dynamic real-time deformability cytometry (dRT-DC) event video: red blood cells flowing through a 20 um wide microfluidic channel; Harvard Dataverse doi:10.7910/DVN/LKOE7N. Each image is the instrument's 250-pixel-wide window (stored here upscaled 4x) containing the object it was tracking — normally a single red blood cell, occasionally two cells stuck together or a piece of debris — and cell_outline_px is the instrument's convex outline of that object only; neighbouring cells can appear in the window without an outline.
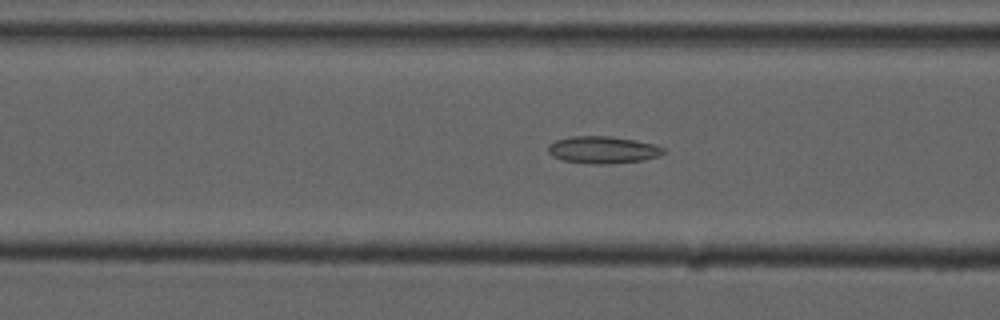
{"species": "common noctule bat (a hibernating species)", "species_latin": "Nyctalus noctula", "temperature_condition": "cold", "stored_images_in_passage": 37, "camera_frame_rate_fps": 3000, "um_per_image_px": 0.085, "animal": {"sex": "male", "forearm_length_mm": 52.5}, "frame": {"image": 1, "passage_image": 4, "time_ms": 1.0, "image_size_px": [1000, 320], "cell_outline_px": [[668, 152], [660, 156], [640, 160], [608, 164], [596, 164], [564, 160], [552, 156], [548, 152], [548, 144], [556, 140], [572, 136], [608, 136], [636, 140], [656, 144], [664, 148]], "centroid_in_image_um": [51.28, 12.73], "position_along_channel_um": 115.3, "area_um2": 18.26}}
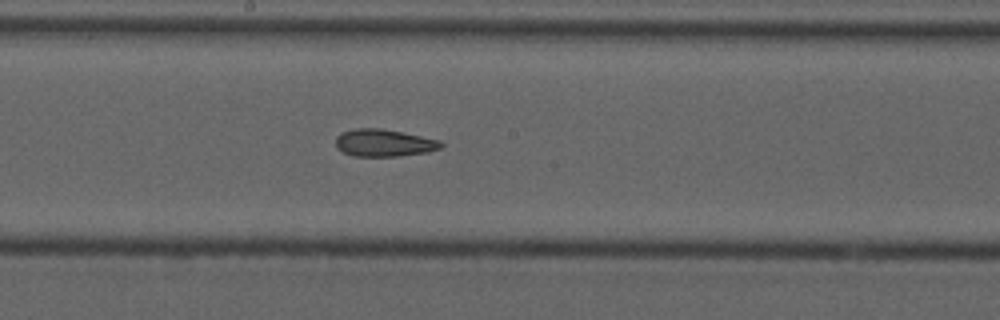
{"frame": {"image": 2, "passage_image": 12, "time_ms": 3.667, "image_size_px": [1000, 320], "cell_outline_px": [[444, 144], [440, 148], [428, 152], [396, 156], [352, 156], [344, 152], [336, 144], [336, 136], [344, 132], [356, 128], [380, 128], [440, 140]], "centroid_in_image_um": [32.65, 12.15], "position_along_channel_um": 215.5, "area_um2": 16.47}}
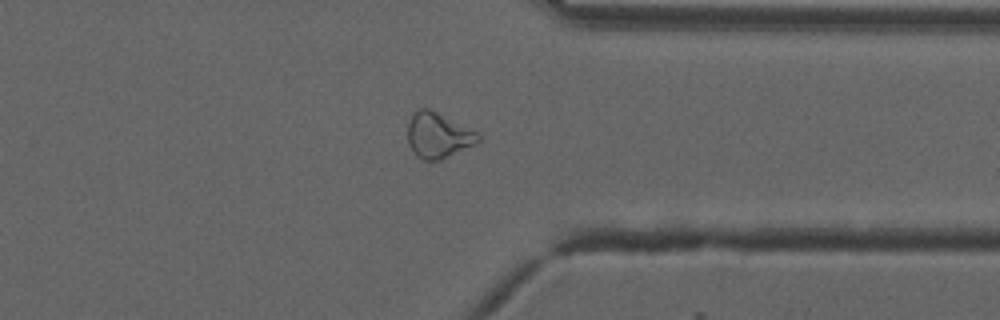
{"frame": {"image": 3, "passage_image": 25, "time_ms": 8.0, "image_size_px": [1000, 320], "cell_outline_px": [[480, 140], [476, 144], [440, 160], [424, 160], [416, 156], [408, 140], [408, 124], [412, 112], [420, 108], [428, 108], [480, 132]], "centroid_in_image_um": [37.27, 11.49], "position_along_channel_um": 374.1, "area_um2": 18.73}}